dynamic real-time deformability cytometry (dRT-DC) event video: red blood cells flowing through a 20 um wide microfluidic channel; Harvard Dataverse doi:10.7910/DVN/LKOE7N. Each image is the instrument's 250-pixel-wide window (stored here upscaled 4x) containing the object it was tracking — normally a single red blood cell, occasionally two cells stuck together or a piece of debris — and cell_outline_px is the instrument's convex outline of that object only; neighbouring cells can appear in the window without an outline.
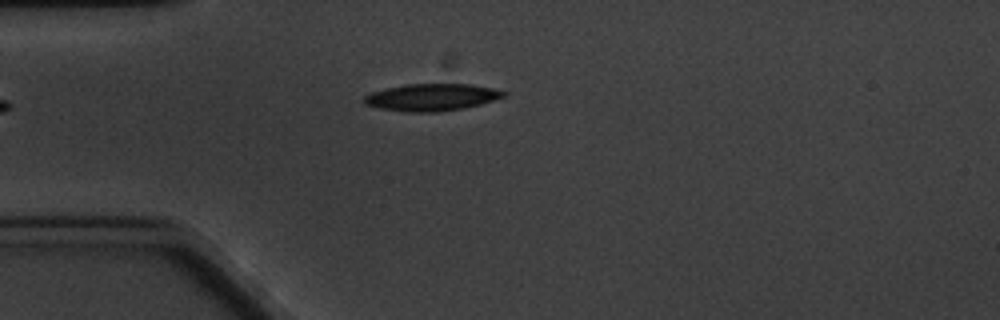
{"species": "common noctule bat (a hibernating species)", "species_latin": "Nyctalus noctula", "temperature_condition": "cold", "stored_images_in_passage": 4, "camera_frame_rate_fps": 3000, "um_per_image_px": 0.085, "animal": {"sex": "male", "body_mass_g": 20.1, "forearm_length_mm": 53.5}, "frame": {"image": 1, "passage_image": 4, "time_ms": 4.333, "image_size_px": [1000, 320], "cell_outline_px": [[508, 96], [480, 104], [464, 108], [436, 112], [404, 112], [380, 108], [364, 104], [360, 100], [364, 96], [372, 92], [384, 88], [404, 84], [472, 84], [492, 88], [508, 92]], "centroid_in_image_um": [36.68, 8.26], "position_along_channel_um": 48.3, "area_um2": 22.31}}